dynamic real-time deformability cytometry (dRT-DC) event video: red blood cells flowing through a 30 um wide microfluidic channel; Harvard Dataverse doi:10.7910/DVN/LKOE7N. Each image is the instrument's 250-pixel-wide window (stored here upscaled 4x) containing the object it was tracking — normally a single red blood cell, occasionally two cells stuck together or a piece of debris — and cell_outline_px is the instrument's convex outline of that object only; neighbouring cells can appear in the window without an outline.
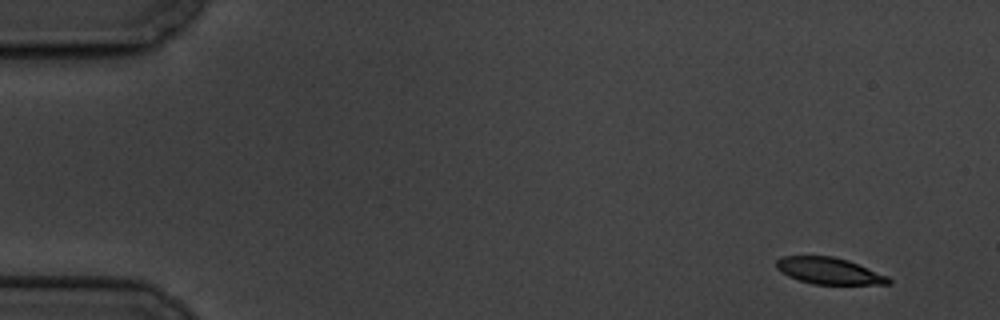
{"species": "common noctule bat (a hibernating species)", "species_latin": "Nyctalus noctula", "temperature_condition": "cold", "stored_images_in_passage": 5, "camera_frame_rate_fps": 3000, "um_per_image_px": 0.085, "animal": {"sex": "male", "body_mass_g": 19.5, "forearm_length_mm": 54.6}, "frame": {"image": 1, "passage_image": 1, "time_ms": 0.0, "image_size_px": [1000, 320], "cell_outline_px": [[892, 284], [812, 284], [788, 276], [776, 268], [776, 260], [780, 256], [832, 256], [848, 260], [888, 276], [892, 280]], "centroid_in_image_um": [70.47, 23.02], "position_along_channel_um": 14.5, "area_um2": 17.34}}
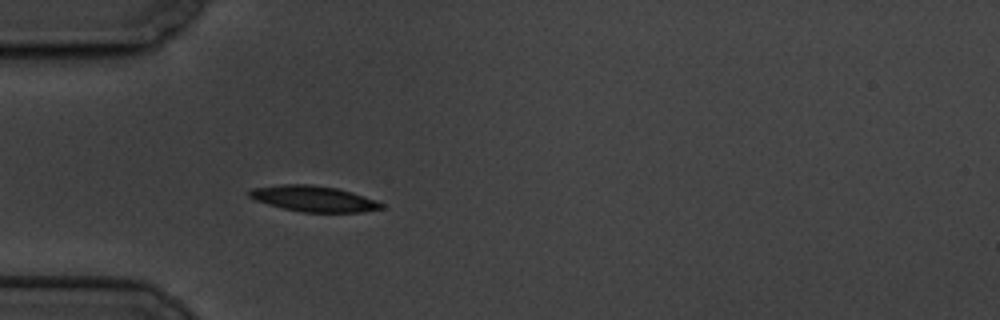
{"frame": {"image": 2, "passage_image": 5, "time_ms": 4.667, "image_size_px": [1000, 320], "cell_outline_px": [[384, 208], [360, 212], [300, 212], [268, 204], [256, 200], [248, 196], [248, 192], [252, 188], [280, 184], [312, 184], [336, 188], [352, 192], [376, 200], [384, 204]], "centroid_in_image_um": [26.66, 16.88], "position_along_channel_um": 58.3, "area_um2": 19.83}}